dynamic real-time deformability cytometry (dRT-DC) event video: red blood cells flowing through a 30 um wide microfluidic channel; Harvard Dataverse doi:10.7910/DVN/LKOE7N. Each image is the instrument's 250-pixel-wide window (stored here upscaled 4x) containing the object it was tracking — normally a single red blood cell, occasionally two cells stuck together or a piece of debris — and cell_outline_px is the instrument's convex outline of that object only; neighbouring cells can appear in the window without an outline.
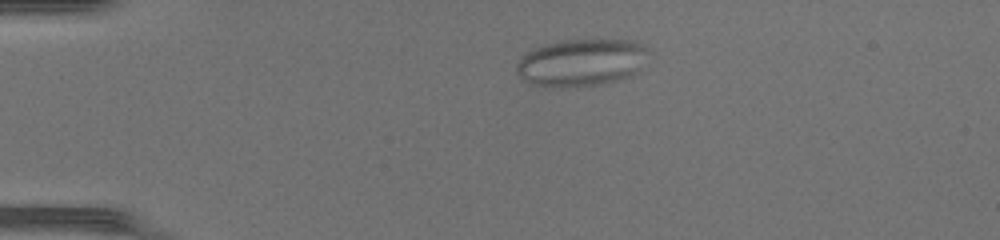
{"species": "common noctule bat (a hibernating species)", "species_latin": "Nyctalus noctula", "temperature_condition": "warm", "stored_images_in_passage": 47, "camera_frame_rate_fps": 3000, "um_per_image_px": 0.085, "animal": {"sex": "female", "body_mass_g": 17.0, "forearm_length_mm": 48.0}, "frame": {"image": 1, "passage_image": 10, "time_ms": 3.0, "image_size_px": [1000, 240], "cell_outline_px": [[648, 52], [640, 68], [632, 76], [600, 84], [564, 88], [552, 88], [528, 84], [516, 72], [516, 64], [528, 52], [544, 44], [560, 40], [596, 36], [636, 40], [644, 44], [648, 48]], "centroid_in_image_um": [49.45, 5.27], "position_along_channel_um": 35.5, "area_um2": 37.74}}
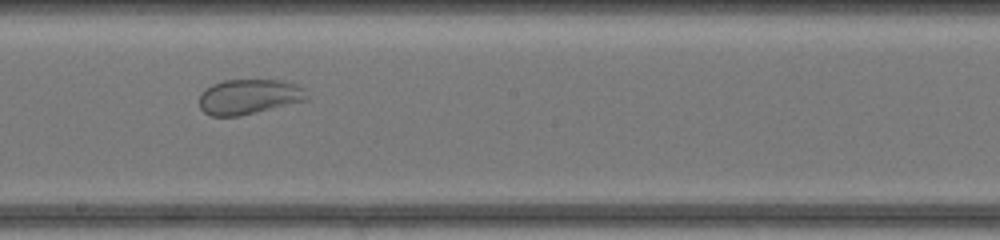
{"frame": {"image": 2, "passage_image": 27, "time_ms": 8.667, "image_size_px": [1000, 240], "cell_outline_px": [[308, 100], [240, 116], [212, 116], [204, 112], [200, 108], [200, 92], [204, 88], [212, 84], [224, 80], [284, 80], [296, 84], [304, 88], [308, 96]], "centroid_in_image_um": [21.16, 8.21], "position_along_channel_um": 227.0, "area_um2": 22.2}}
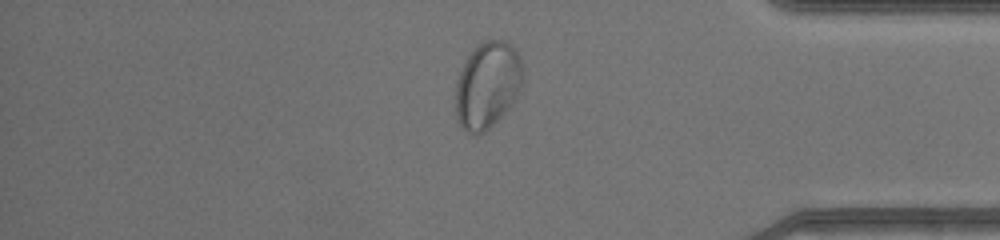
{"frame": {"image": 3, "passage_image": 40, "time_ms": 13.0, "image_size_px": [1000, 240], "cell_outline_px": [[524, 72], [520, 88], [516, 96], [508, 108], [484, 132], [476, 136], [468, 132], [456, 120], [456, 84], [460, 72], [468, 56], [476, 44], [484, 40], [504, 40], [520, 56]], "centroid_in_image_um": [41.43, 7.21], "position_along_channel_um": 393.8, "area_um2": 33.64}}